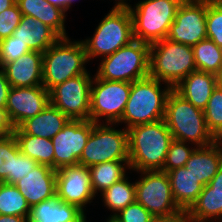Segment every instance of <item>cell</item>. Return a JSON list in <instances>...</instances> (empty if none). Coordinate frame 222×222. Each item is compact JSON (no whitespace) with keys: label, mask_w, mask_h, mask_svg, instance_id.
<instances>
[{"label":"cell","mask_w":222,"mask_h":222,"mask_svg":"<svg viewBox=\"0 0 222 222\" xmlns=\"http://www.w3.org/2000/svg\"><path fill=\"white\" fill-rule=\"evenodd\" d=\"M127 130L130 171L162 170L173 141L165 121L136 125Z\"/></svg>","instance_id":"obj_1"},{"label":"cell","mask_w":222,"mask_h":222,"mask_svg":"<svg viewBox=\"0 0 222 222\" xmlns=\"http://www.w3.org/2000/svg\"><path fill=\"white\" fill-rule=\"evenodd\" d=\"M172 89L169 84L150 76L132 82L124 113L116 124L124 123L129 129L164 119L167 96Z\"/></svg>","instance_id":"obj_2"},{"label":"cell","mask_w":222,"mask_h":222,"mask_svg":"<svg viewBox=\"0 0 222 222\" xmlns=\"http://www.w3.org/2000/svg\"><path fill=\"white\" fill-rule=\"evenodd\" d=\"M173 139L193 144L196 147H206L216 139L209 132L203 110L193 106L174 89L166 100L164 119Z\"/></svg>","instance_id":"obj_3"},{"label":"cell","mask_w":222,"mask_h":222,"mask_svg":"<svg viewBox=\"0 0 222 222\" xmlns=\"http://www.w3.org/2000/svg\"><path fill=\"white\" fill-rule=\"evenodd\" d=\"M86 63L89 61L81 40L60 38L43 53V86L50 91L67 79L90 73L85 67Z\"/></svg>","instance_id":"obj_4"},{"label":"cell","mask_w":222,"mask_h":222,"mask_svg":"<svg viewBox=\"0 0 222 222\" xmlns=\"http://www.w3.org/2000/svg\"><path fill=\"white\" fill-rule=\"evenodd\" d=\"M191 46L167 38L150 44L149 76L175 87L191 72L196 71Z\"/></svg>","instance_id":"obj_5"},{"label":"cell","mask_w":222,"mask_h":222,"mask_svg":"<svg viewBox=\"0 0 222 222\" xmlns=\"http://www.w3.org/2000/svg\"><path fill=\"white\" fill-rule=\"evenodd\" d=\"M183 0H140L127 7L132 17L133 38L152 44L167 37Z\"/></svg>","instance_id":"obj_6"},{"label":"cell","mask_w":222,"mask_h":222,"mask_svg":"<svg viewBox=\"0 0 222 222\" xmlns=\"http://www.w3.org/2000/svg\"><path fill=\"white\" fill-rule=\"evenodd\" d=\"M133 38L132 17L128 7L114 8L100 21L91 38L81 40L87 59L103 58L128 45Z\"/></svg>","instance_id":"obj_7"},{"label":"cell","mask_w":222,"mask_h":222,"mask_svg":"<svg viewBox=\"0 0 222 222\" xmlns=\"http://www.w3.org/2000/svg\"><path fill=\"white\" fill-rule=\"evenodd\" d=\"M150 44L132 40L101 58L95 76L109 81L134 82L149 76Z\"/></svg>","instance_id":"obj_8"},{"label":"cell","mask_w":222,"mask_h":222,"mask_svg":"<svg viewBox=\"0 0 222 222\" xmlns=\"http://www.w3.org/2000/svg\"><path fill=\"white\" fill-rule=\"evenodd\" d=\"M116 123H94L79 165L90 167L109 161H129L128 130L115 129Z\"/></svg>","instance_id":"obj_9"},{"label":"cell","mask_w":222,"mask_h":222,"mask_svg":"<svg viewBox=\"0 0 222 222\" xmlns=\"http://www.w3.org/2000/svg\"><path fill=\"white\" fill-rule=\"evenodd\" d=\"M135 182L136 202L144 206L155 218H183L184 212L177 206L171 192V183L166 172L138 171Z\"/></svg>","instance_id":"obj_10"},{"label":"cell","mask_w":222,"mask_h":222,"mask_svg":"<svg viewBox=\"0 0 222 222\" xmlns=\"http://www.w3.org/2000/svg\"><path fill=\"white\" fill-rule=\"evenodd\" d=\"M130 91V82L103 80L94 75L90 120L94 123H101V120L103 123H117L122 118Z\"/></svg>","instance_id":"obj_11"},{"label":"cell","mask_w":222,"mask_h":222,"mask_svg":"<svg viewBox=\"0 0 222 222\" xmlns=\"http://www.w3.org/2000/svg\"><path fill=\"white\" fill-rule=\"evenodd\" d=\"M90 73L67 79L49 91L50 104L70 120H90L91 85Z\"/></svg>","instance_id":"obj_12"},{"label":"cell","mask_w":222,"mask_h":222,"mask_svg":"<svg viewBox=\"0 0 222 222\" xmlns=\"http://www.w3.org/2000/svg\"><path fill=\"white\" fill-rule=\"evenodd\" d=\"M92 128L91 120H69L51 139L54 146V169L79 164Z\"/></svg>","instance_id":"obj_13"},{"label":"cell","mask_w":222,"mask_h":222,"mask_svg":"<svg viewBox=\"0 0 222 222\" xmlns=\"http://www.w3.org/2000/svg\"><path fill=\"white\" fill-rule=\"evenodd\" d=\"M56 197L85 213L86 204H90L96 197L91 187L89 167L78 164L57 169Z\"/></svg>","instance_id":"obj_14"},{"label":"cell","mask_w":222,"mask_h":222,"mask_svg":"<svg viewBox=\"0 0 222 222\" xmlns=\"http://www.w3.org/2000/svg\"><path fill=\"white\" fill-rule=\"evenodd\" d=\"M206 13L207 5L183 1L166 38L193 47L207 38Z\"/></svg>","instance_id":"obj_15"},{"label":"cell","mask_w":222,"mask_h":222,"mask_svg":"<svg viewBox=\"0 0 222 222\" xmlns=\"http://www.w3.org/2000/svg\"><path fill=\"white\" fill-rule=\"evenodd\" d=\"M50 104L49 91L43 85L34 87H11L6 110L14 127L34 117Z\"/></svg>","instance_id":"obj_16"},{"label":"cell","mask_w":222,"mask_h":222,"mask_svg":"<svg viewBox=\"0 0 222 222\" xmlns=\"http://www.w3.org/2000/svg\"><path fill=\"white\" fill-rule=\"evenodd\" d=\"M184 217L191 222H222V166Z\"/></svg>","instance_id":"obj_17"},{"label":"cell","mask_w":222,"mask_h":222,"mask_svg":"<svg viewBox=\"0 0 222 222\" xmlns=\"http://www.w3.org/2000/svg\"><path fill=\"white\" fill-rule=\"evenodd\" d=\"M14 185L32 207L44 200L56 197V169L38 164Z\"/></svg>","instance_id":"obj_18"},{"label":"cell","mask_w":222,"mask_h":222,"mask_svg":"<svg viewBox=\"0 0 222 222\" xmlns=\"http://www.w3.org/2000/svg\"><path fill=\"white\" fill-rule=\"evenodd\" d=\"M43 53L30 51L18 59L5 63L2 69L11 87H34L43 85Z\"/></svg>","instance_id":"obj_19"},{"label":"cell","mask_w":222,"mask_h":222,"mask_svg":"<svg viewBox=\"0 0 222 222\" xmlns=\"http://www.w3.org/2000/svg\"><path fill=\"white\" fill-rule=\"evenodd\" d=\"M217 85V75L196 70L182 79L173 89L193 106L204 110Z\"/></svg>","instance_id":"obj_20"},{"label":"cell","mask_w":222,"mask_h":222,"mask_svg":"<svg viewBox=\"0 0 222 222\" xmlns=\"http://www.w3.org/2000/svg\"><path fill=\"white\" fill-rule=\"evenodd\" d=\"M12 36L23 44H27L31 51L41 53H44L61 38L52 28L28 15H22Z\"/></svg>","instance_id":"obj_21"},{"label":"cell","mask_w":222,"mask_h":222,"mask_svg":"<svg viewBox=\"0 0 222 222\" xmlns=\"http://www.w3.org/2000/svg\"><path fill=\"white\" fill-rule=\"evenodd\" d=\"M222 166V145L216 140L206 147H197L185 163V168L204 187Z\"/></svg>","instance_id":"obj_22"},{"label":"cell","mask_w":222,"mask_h":222,"mask_svg":"<svg viewBox=\"0 0 222 222\" xmlns=\"http://www.w3.org/2000/svg\"><path fill=\"white\" fill-rule=\"evenodd\" d=\"M86 213L77 206L64 203L57 197L31 207L29 222H87Z\"/></svg>","instance_id":"obj_23"},{"label":"cell","mask_w":222,"mask_h":222,"mask_svg":"<svg viewBox=\"0 0 222 222\" xmlns=\"http://www.w3.org/2000/svg\"><path fill=\"white\" fill-rule=\"evenodd\" d=\"M69 120L64 113L49 104L39 114L26 119L17 128L23 134L52 139Z\"/></svg>","instance_id":"obj_24"},{"label":"cell","mask_w":222,"mask_h":222,"mask_svg":"<svg viewBox=\"0 0 222 222\" xmlns=\"http://www.w3.org/2000/svg\"><path fill=\"white\" fill-rule=\"evenodd\" d=\"M22 15L39 19L52 28L61 38L69 37L66 33V12L51 5L47 0H16Z\"/></svg>","instance_id":"obj_25"},{"label":"cell","mask_w":222,"mask_h":222,"mask_svg":"<svg viewBox=\"0 0 222 222\" xmlns=\"http://www.w3.org/2000/svg\"><path fill=\"white\" fill-rule=\"evenodd\" d=\"M173 199L177 206L185 213L197 200L203 186L185 167L167 172Z\"/></svg>","instance_id":"obj_26"},{"label":"cell","mask_w":222,"mask_h":222,"mask_svg":"<svg viewBox=\"0 0 222 222\" xmlns=\"http://www.w3.org/2000/svg\"><path fill=\"white\" fill-rule=\"evenodd\" d=\"M14 136L20 152L35 160L38 164L54 169V146L51 139L23 134L15 128Z\"/></svg>","instance_id":"obj_27"},{"label":"cell","mask_w":222,"mask_h":222,"mask_svg":"<svg viewBox=\"0 0 222 222\" xmlns=\"http://www.w3.org/2000/svg\"><path fill=\"white\" fill-rule=\"evenodd\" d=\"M129 161H109L89 167L91 187L94 194L102 193L114 183L127 176Z\"/></svg>","instance_id":"obj_28"},{"label":"cell","mask_w":222,"mask_h":222,"mask_svg":"<svg viewBox=\"0 0 222 222\" xmlns=\"http://www.w3.org/2000/svg\"><path fill=\"white\" fill-rule=\"evenodd\" d=\"M196 69L219 75L222 72V48L205 38L192 47Z\"/></svg>","instance_id":"obj_29"},{"label":"cell","mask_w":222,"mask_h":222,"mask_svg":"<svg viewBox=\"0 0 222 222\" xmlns=\"http://www.w3.org/2000/svg\"><path fill=\"white\" fill-rule=\"evenodd\" d=\"M128 178L125 176L104 190L100 195L102 196L104 206L113 212L112 215L118 214L126 206L136 201L135 183L129 182Z\"/></svg>","instance_id":"obj_30"},{"label":"cell","mask_w":222,"mask_h":222,"mask_svg":"<svg viewBox=\"0 0 222 222\" xmlns=\"http://www.w3.org/2000/svg\"><path fill=\"white\" fill-rule=\"evenodd\" d=\"M31 207L14 184L0 183V214L29 217Z\"/></svg>","instance_id":"obj_31"},{"label":"cell","mask_w":222,"mask_h":222,"mask_svg":"<svg viewBox=\"0 0 222 222\" xmlns=\"http://www.w3.org/2000/svg\"><path fill=\"white\" fill-rule=\"evenodd\" d=\"M209 132L217 140L222 135V88L218 84L203 110Z\"/></svg>","instance_id":"obj_32"},{"label":"cell","mask_w":222,"mask_h":222,"mask_svg":"<svg viewBox=\"0 0 222 222\" xmlns=\"http://www.w3.org/2000/svg\"><path fill=\"white\" fill-rule=\"evenodd\" d=\"M19 151L14 134L0 137V182L5 183L13 174L14 159Z\"/></svg>","instance_id":"obj_33"},{"label":"cell","mask_w":222,"mask_h":222,"mask_svg":"<svg viewBox=\"0 0 222 222\" xmlns=\"http://www.w3.org/2000/svg\"><path fill=\"white\" fill-rule=\"evenodd\" d=\"M189 143L174 140L171 142L166 154L164 166L161 171L168 172L179 167H184L185 163L190 159L191 154L197 148L189 147Z\"/></svg>","instance_id":"obj_34"},{"label":"cell","mask_w":222,"mask_h":222,"mask_svg":"<svg viewBox=\"0 0 222 222\" xmlns=\"http://www.w3.org/2000/svg\"><path fill=\"white\" fill-rule=\"evenodd\" d=\"M207 38L222 48V4L207 5Z\"/></svg>","instance_id":"obj_35"},{"label":"cell","mask_w":222,"mask_h":222,"mask_svg":"<svg viewBox=\"0 0 222 222\" xmlns=\"http://www.w3.org/2000/svg\"><path fill=\"white\" fill-rule=\"evenodd\" d=\"M27 44H23L12 35L0 41V67L30 52Z\"/></svg>","instance_id":"obj_36"},{"label":"cell","mask_w":222,"mask_h":222,"mask_svg":"<svg viewBox=\"0 0 222 222\" xmlns=\"http://www.w3.org/2000/svg\"><path fill=\"white\" fill-rule=\"evenodd\" d=\"M22 18L17 3L0 13V41L13 34Z\"/></svg>","instance_id":"obj_37"},{"label":"cell","mask_w":222,"mask_h":222,"mask_svg":"<svg viewBox=\"0 0 222 222\" xmlns=\"http://www.w3.org/2000/svg\"><path fill=\"white\" fill-rule=\"evenodd\" d=\"M116 216L121 222H152L155 219L144 206L136 201L126 206Z\"/></svg>","instance_id":"obj_38"},{"label":"cell","mask_w":222,"mask_h":222,"mask_svg":"<svg viewBox=\"0 0 222 222\" xmlns=\"http://www.w3.org/2000/svg\"><path fill=\"white\" fill-rule=\"evenodd\" d=\"M38 163L27 155L22 154L20 151L14 159L13 174L6 180V184H14L16 181L22 179L31 170H33Z\"/></svg>","instance_id":"obj_39"},{"label":"cell","mask_w":222,"mask_h":222,"mask_svg":"<svg viewBox=\"0 0 222 222\" xmlns=\"http://www.w3.org/2000/svg\"><path fill=\"white\" fill-rule=\"evenodd\" d=\"M15 127L11 122L6 108H0V137L12 135Z\"/></svg>","instance_id":"obj_40"},{"label":"cell","mask_w":222,"mask_h":222,"mask_svg":"<svg viewBox=\"0 0 222 222\" xmlns=\"http://www.w3.org/2000/svg\"><path fill=\"white\" fill-rule=\"evenodd\" d=\"M0 108H5L8 94L11 88L9 81L6 79L5 73L0 67Z\"/></svg>","instance_id":"obj_41"},{"label":"cell","mask_w":222,"mask_h":222,"mask_svg":"<svg viewBox=\"0 0 222 222\" xmlns=\"http://www.w3.org/2000/svg\"><path fill=\"white\" fill-rule=\"evenodd\" d=\"M51 5L57 6L67 12L72 3L75 2L76 0H47Z\"/></svg>","instance_id":"obj_42"},{"label":"cell","mask_w":222,"mask_h":222,"mask_svg":"<svg viewBox=\"0 0 222 222\" xmlns=\"http://www.w3.org/2000/svg\"><path fill=\"white\" fill-rule=\"evenodd\" d=\"M29 217H21L15 215H1L0 214V222H29Z\"/></svg>","instance_id":"obj_43"},{"label":"cell","mask_w":222,"mask_h":222,"mask_svg":"<svg viewBox=\"0 0 222 222\" xmlns=\"http://www.w3.org/2000/svg\"><path fill=\"white\" fill-rule=\"evenodd\" d=\"M183 1L195 4H204V5L222 4V0H183Z\"/></svg>","instance_id":"obj_44"},{"label":"cell","mask_w":222,"mask_h":222,"mask_svg":"<svg viewBox=\"0 0 222 222\" xmlns=\"http://www.w3.org/2000/svg\"><path fill=\"white\" fill-rule=\"evenodd\" d=\"M16 3V0H0V13L5 9L13 6Z\"/></svg>","instance_id":"obj_45"},{"label":"cell","mask_w":222,"mask_h":222,"mask_svg":"<svg viewBox=\"0 0 222 222\" xmlns=\"http://www.w3.org/2000/svg\"><path fill=\"white\" fill-rule=\"evenodd\" d=\"M182 218H155L152 222H179Z\"/></svg>","instance_id":"obj_46"},{"label":"cell","mask_w":222,"mask_h":222,"mask_svg":"<svg viewBox=\"0 0 222 222\" xmlns=\"http://www.w3.org/2000/svg\"><path fill=\"white\" fill-rule=\"evenodd\" d=\"M115 3L116 4L114 5V8H124V7H127L129 5L128 0H115Z\"/></svg>","instance_id":"obj_47"},{"label":"cell","mask_w":222,"mask_h":222,"mask_svg":"<svg viewBox=\"0 0 222 222\" xmlns=\"http://www.w3.org/2000/svg\"><path fill=\"white\" fill-rule=\"evenodd\" d=\"M106 222H121L116 215H111L106 219Z\"/></svg>","instance_id":"obj_48"},{"label":"cell","mask_w":222,"mask_h":222,"mask_svg":"<svg viewBox=\"0 0 222 222\" xmlns=\"http://www.w3.org/2000/svg\"><path fill=\"white\" fill-rule=\"evenodd\" d=\"M218 84L222 88V72L218 75Z\"/></svg>","instance_id":"obj_49"},{"label":"cell","mask_w":222,"mask_h":222,"mask_svg":"<svg viewBox=\"0 0 222 222\" xmlns=\"http://www.w3.org/2000/svg\"><path fill=\"white\" fill-rule=\"evenodd\" d=\"M179 222H191V221H189L185 217H183Z\"/></svg>","instance_id":"obj_50"},{"label":"cell","mask_w":222,"mask_h":222,"mask_svg":"<svg viewBox=\"0 0 222 222\" xmlns=\"http://www.w3.org/2000/svg\"><path fill=\"white\" fill-rule=\"evenodd\" d=\"M217 141L222 145V135L217 139Z\"/></svg>","instance_id":"obj_51"}]
</instances>
